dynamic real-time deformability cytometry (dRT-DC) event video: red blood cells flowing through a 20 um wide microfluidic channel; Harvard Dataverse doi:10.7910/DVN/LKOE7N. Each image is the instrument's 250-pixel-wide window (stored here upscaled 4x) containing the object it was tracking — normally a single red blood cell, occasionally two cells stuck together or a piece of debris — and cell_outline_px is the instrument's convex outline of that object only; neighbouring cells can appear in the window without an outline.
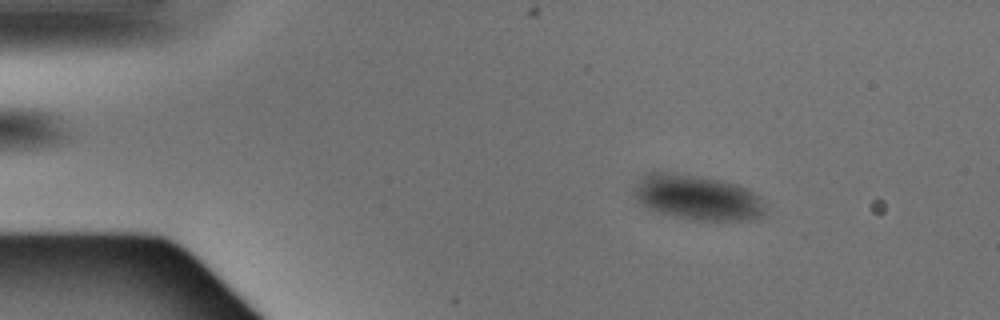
{"species": "Egyptian fruit bat (a non-hibernating species)", "species_latin": "Rousettus aegyptiacus", "temperature_condition": "warm", "stored_images_in_passage": 5, "camera_frame_rate_fps": 3000, "um_per_image_px": 0.085, "animal": {"sex": "male"}, "frame": {"image": 1, "passage_image": 2, "time_ms": 0.333, "image_size_px": [1000, 320], "cell_outline_px": [[764, 216], [760, 220], [692, 220], [672, 216], [648, 208], [640, 204], [632, 196], [632, 188], [648, 172], [676, 172], [724, 180], [748, 188], [760, 196], [764, 208]], "centroid_in_image_um": [59.28, 16.78], "position_along_channel_um": 25.7, "area_um2": 35.08}}
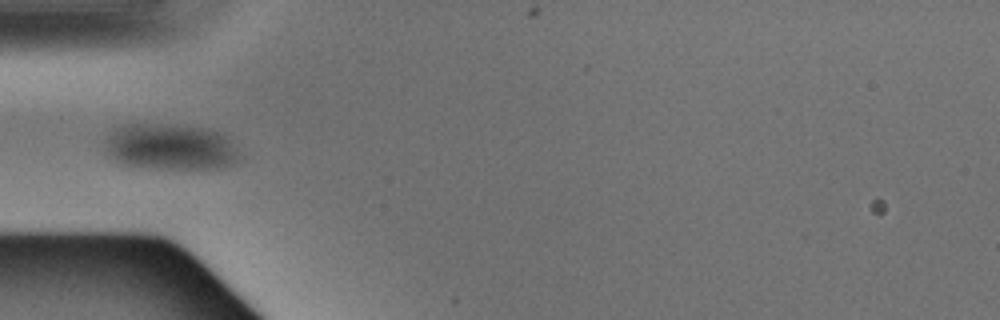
{"frame": {"image": 2, "passage_image": 4, "time_ms": 1.0, "image_size_px": [1000, 320], "cell_outline_px": [[240, 156], [236, 164], [216, 168], [152, 168], [124, 164], [116, 160], [104, 152], [108, 136], [112, 128], [124, 124], [176, 124], [212, 128], [228, 136]], "centroid_in_image_um": [14.5, 12.46], "position_along_channel_um": 70.5, "area_um2": 36.59}}
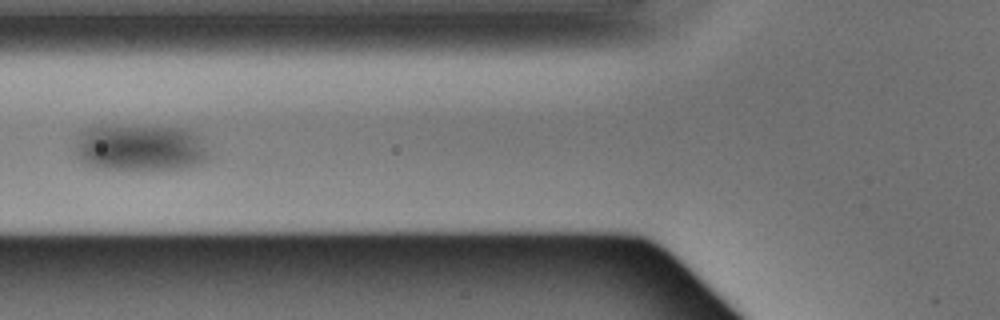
{"frame": {"image": 3, "passage_image": 5, "time_ms": 1.333, "image_size_px": [1000, 320], "cell_outline_px": [[208, 156], [204, 160], [180, 168], [108, 168], [88, 164], [80, 160], [76, 152], [76, 144], [80, 136], [88, 128], [180, 128], [200, 136]], "centroid_in_image_um": [11.92, 12.57], "position_along_channel_um": 113.9, "area_um2": 33.99}}